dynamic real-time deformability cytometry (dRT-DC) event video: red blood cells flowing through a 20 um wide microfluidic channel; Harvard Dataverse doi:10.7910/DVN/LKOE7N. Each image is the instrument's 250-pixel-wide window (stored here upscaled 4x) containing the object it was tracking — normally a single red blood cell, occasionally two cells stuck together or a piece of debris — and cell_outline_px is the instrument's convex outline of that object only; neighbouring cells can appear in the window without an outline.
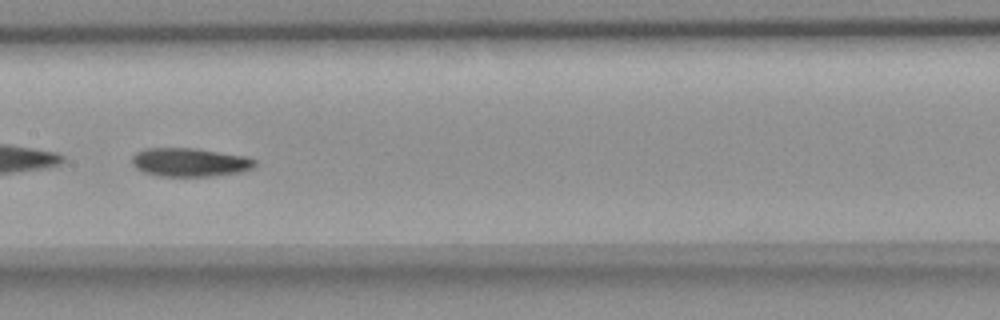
{"species": "common noctule bat (a hibernating species)", "species_latin": "Nyctalus noctula", "temperature_condition": "room temperature", "stored_images_in_passage": 7, "camera_frame_rate_fps": 3000, "um_per_image_px": 0.085, "animal": {"sex": "female", "body_mass_g": 18.4}, "frame": {"image": 1, "passage_image": 4, "time_ms": 3.667, "image_size_px": [1000, 320], "cell_outline_px": [[256, 164], [252, 168], [240, 172], [212, 176], [160, 176], [144, 172], [136, 168], [132, 164], [132, 156], [136, 152], [144, 148], [196, 148], [248, 156], [256, 160]], "centroid_in_image_um": [16.14, 13.78], "position_along_channel_um": 191.3, "area_um2": 20.63}}
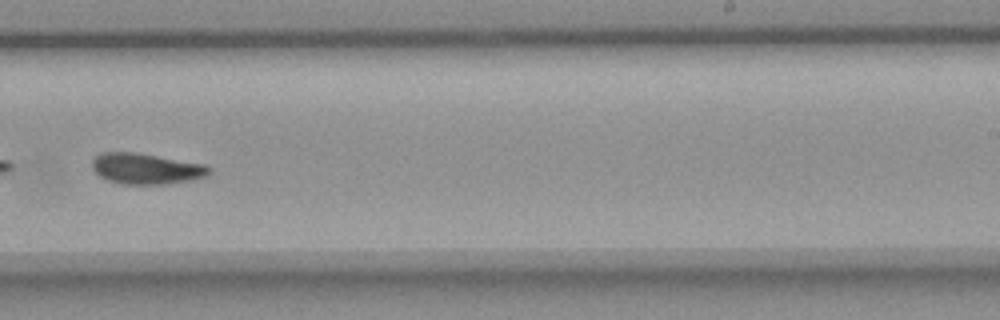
{"frame": {"image": 2, "passage_image": 6, "time_ms": 6.0, "image_size_px": [1000, 320], "cell_outline_px": [[212, 172], [208, 176], [192, 180], [164, 184], [124, 184], [108, 180], [100, 176], [92, 168], [92, 160], [100, 152], [136, 152], [208, 164], [212, 168]], "centroid_in_image_um": [12.49, 14.33], "position_along_channel_um": 276.5, "area_um2": 21.33}}